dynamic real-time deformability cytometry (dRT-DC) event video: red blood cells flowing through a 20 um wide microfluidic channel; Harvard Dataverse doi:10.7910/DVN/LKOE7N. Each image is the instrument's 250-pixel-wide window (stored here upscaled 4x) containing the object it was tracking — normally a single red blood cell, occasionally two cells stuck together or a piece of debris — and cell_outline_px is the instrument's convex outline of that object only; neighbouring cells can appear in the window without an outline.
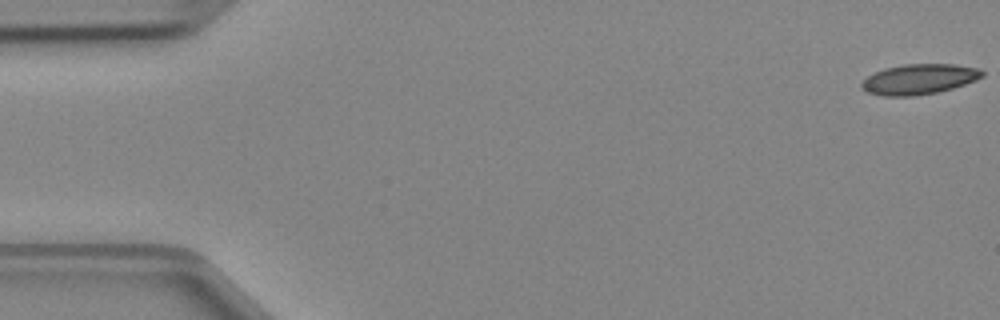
{"species": "Egyptian fruit bat (a non-hibernating species)", "species_latin": "Rousettus aegyptiacus", "temperature_condition": "cold", "stored_images_in_passage": 6, "camera_frame_rate_fps": 3000, "um_per_image_px": 0.085, "animal": {"sex": "female"}, "frame": {"image": 1, "passage_image": 1, "time_ms": 0.0, "image_size_px": [1000, 320], "cell_outline_px": [[984, 76], [976, 80], [952, 88], [936, 92], [916, 96], [884, 96], [868, 92], [860, 88], [860, 84], [868, 76], [884, 68], [904, 64], [956, 64], [980, 68], [984, 72]], "centroid_in_image_um": [78.14, 6.72], "position_along_channel_um": 6.9, "area_um2": 21.33}}